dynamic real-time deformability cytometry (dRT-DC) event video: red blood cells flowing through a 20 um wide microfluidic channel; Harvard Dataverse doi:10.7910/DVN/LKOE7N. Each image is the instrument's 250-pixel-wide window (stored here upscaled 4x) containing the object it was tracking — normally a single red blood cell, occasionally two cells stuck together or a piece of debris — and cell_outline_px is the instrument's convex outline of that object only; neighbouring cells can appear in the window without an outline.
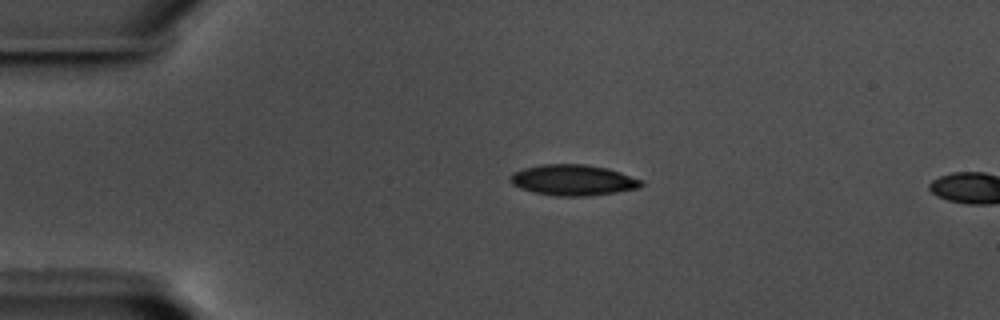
{"species": "common noctule bat (a hibernating species)", "species_latin": "Nyctalus noctula", "temperature_condition": "warm", "stored_images_in_passage": 4, "camera_frame_rate_fps": 3000, "um_per_image_px": 0.085, "animal": {"sex": "male", "body_mass_g": 17.5, "forearm_length_mm": 52.3}, "frame": {"image": 1, "passage_image": 1, "time_ms": 0.0, "image_size_px": [1000, 320], "cell_outline_px": [[644, 184], [640, 188], [616, 192], [588, 196], [556, 196], [532, 192], [520, 188], [512, 184], [508, 180], [508, 176], [512, 172], [524, 168], [540, 164], [584, 164], [608, 168], [644, 180]], "centroid_in_image_um": [48.7, 15.3], "position_along_channel_um": 36.3, "area_um2": 23.87}}